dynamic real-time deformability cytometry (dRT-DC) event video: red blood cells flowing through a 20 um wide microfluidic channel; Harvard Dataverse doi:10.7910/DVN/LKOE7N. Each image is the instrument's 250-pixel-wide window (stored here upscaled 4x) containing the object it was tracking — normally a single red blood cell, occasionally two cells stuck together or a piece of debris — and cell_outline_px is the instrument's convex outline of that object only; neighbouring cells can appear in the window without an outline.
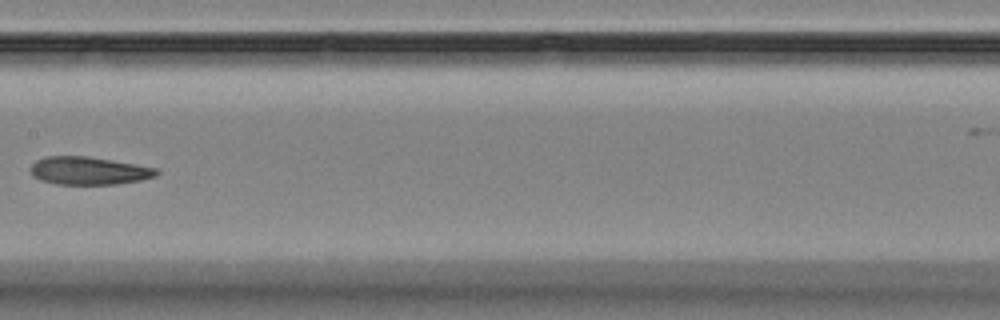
{"species": "Egyptian fruit bat (a non-hibernating species)", "species_latin": "Rousettus aegyptiacus", "temperature_condition": "room temperature", "stored_images_in_passage": 13, "camera_frame_rate_fps": 3000, "um_per_image_px": 0.085, "animal": {"sex": "female"}, "frame": {"image": 1, "passage_image": 6, "time_ms": 6.0, "image_size_px": [1000, 320], "cell_outline_px": [[160, 172], [156, 176], [140, 180], [116, 184], [56, 184], [40, 180], [32, 176], [28, 168], [36, 160], [44, 156], [88, 156], [136, 164], [156, 168]], "centroid_in_image_um": [7.5, 14.51], "position_along_channel_um": 199.9, "area_um2": 20.63}}
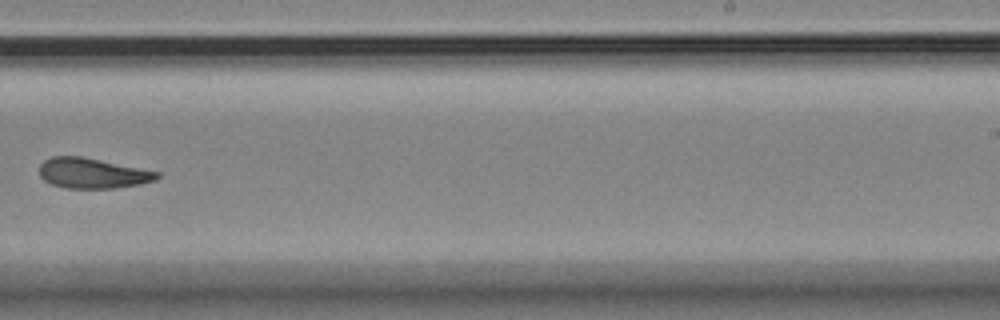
{"frame": {"image": 2, "passage_image": 8, "time_ms": 8.333, "image_size_px": [1000, 320], "cell_outline_px": [[160, 176], [156, 180], [140, 184], [112, 188], [64, 188], [52, 184], [44, 180], [40, 176], [40, 164], [44, 160], [52, 156], [80, 156], [160, 172]], "centroid_in_image_um": [7.85, 14.72], "position_along_channel_um": 281.2, "area_um2": 20.63}}
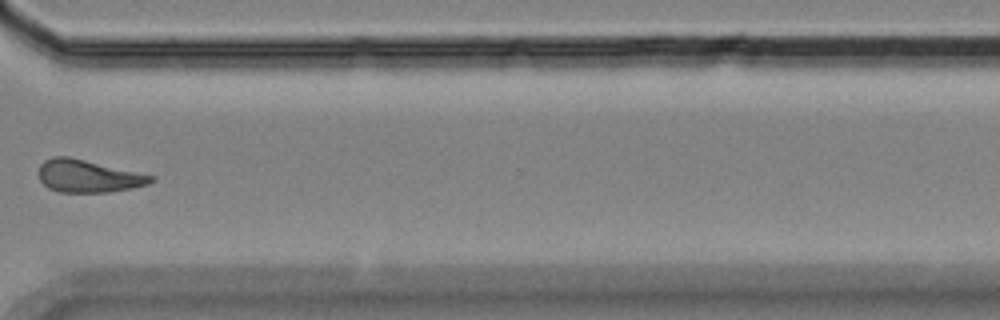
{"frame": {"image": 3, "passage_image": 10, "time_ms": 10.667, "image_size_px": [1000, 320], "cell_outline_px": [[156, 180], [148, 184], [132, 188], [108, 192], [60, 192], [48, 188], [40, 180], [40, 164], [44, 160], [52, 156], [68, 156], [156, 176]], "centroid_in_image_um": [7.52, 14.96], "position_along_channel_um": 363.1, "area_um2": 21.27}, "authors_computed_cell_mechanics": {"area_um2": 21.2704, "velocity_mm_per_s": 3.5052, "shape_relaxation_time_tau1_ms": null, "shape_relaxation_time_tau2_ms": 8.3253, "deformation_change_tau1": null, "deformation_change_tau2": 0.1875}}